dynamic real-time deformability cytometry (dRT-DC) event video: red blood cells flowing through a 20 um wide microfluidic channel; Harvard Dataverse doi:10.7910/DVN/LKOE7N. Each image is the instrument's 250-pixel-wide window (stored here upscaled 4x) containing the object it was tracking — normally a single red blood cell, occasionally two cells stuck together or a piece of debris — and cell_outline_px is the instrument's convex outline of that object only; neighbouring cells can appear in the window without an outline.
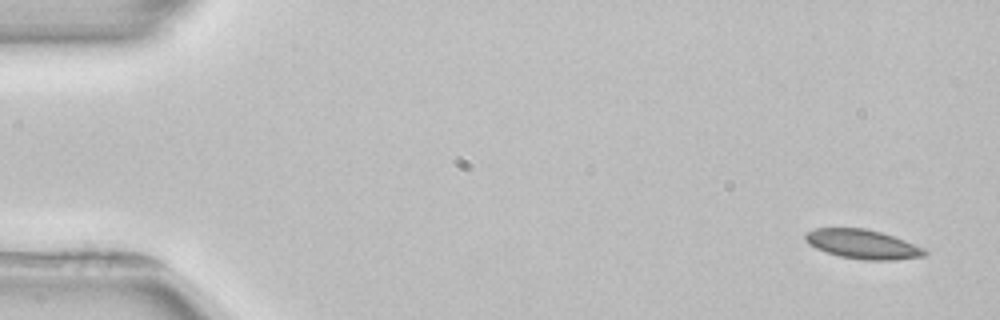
{"species": "common noctule bat (a hibernating species)", "species_latin": "Nyctalus noctula", "temperature_condition": "room temperature", "stored_images_in_passage": 3, "camera_frame_rate_fps": 3000, "um_per_image_px": 0.085, "animal": {"sex": "female", "body_mass_g": 22.7, "forearm_length_mm": 54.2}, "frame": {"image": 1, "passage_image": 1, "time_ms": 0.0, "image_size_px": [1000, 320], "cell_outline_px": [[928, 256], [892, 260], [860, 260], [840, 256], [816, 248], [808, 244], [804, 240], [804, 232], [816, 228], [864, 228], [880, 232], [904, 240], [924, 248], [928, 252]], "centroid_in_image_um": [73.31, 20.76], "position_along_channel_um": 11.7, "area_um2": 20.4}}
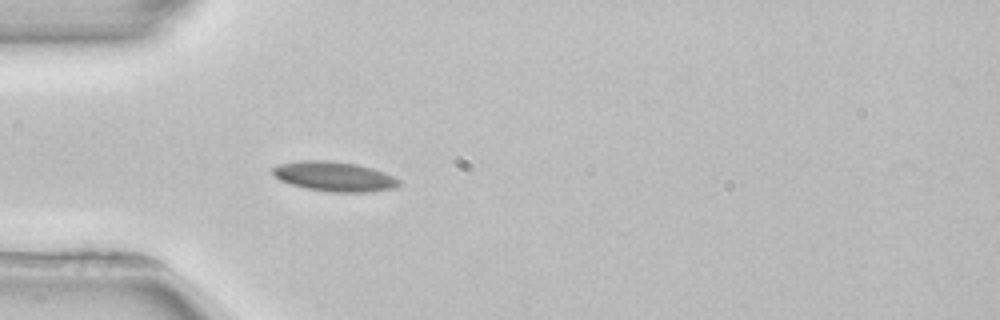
{"frame": {"image": 2, "passage_image": 3, "time_ms": 4.333, "image_size_px": [1000, 320], "cell_outline_px": [[400, 184], [392, 188], [368, 192], [332, 192], [308, 188], [292, 184], [280, 180], [272, 172], [272, 168], [280, 164], [300, 160], [328, 160], [356, 164], [372, 168], [384, 172], [400, 180]], "centroid_in_image_um": [28.42, 14.99], "position_along_channel_um": 56.6, "area_um2": 21.62}}